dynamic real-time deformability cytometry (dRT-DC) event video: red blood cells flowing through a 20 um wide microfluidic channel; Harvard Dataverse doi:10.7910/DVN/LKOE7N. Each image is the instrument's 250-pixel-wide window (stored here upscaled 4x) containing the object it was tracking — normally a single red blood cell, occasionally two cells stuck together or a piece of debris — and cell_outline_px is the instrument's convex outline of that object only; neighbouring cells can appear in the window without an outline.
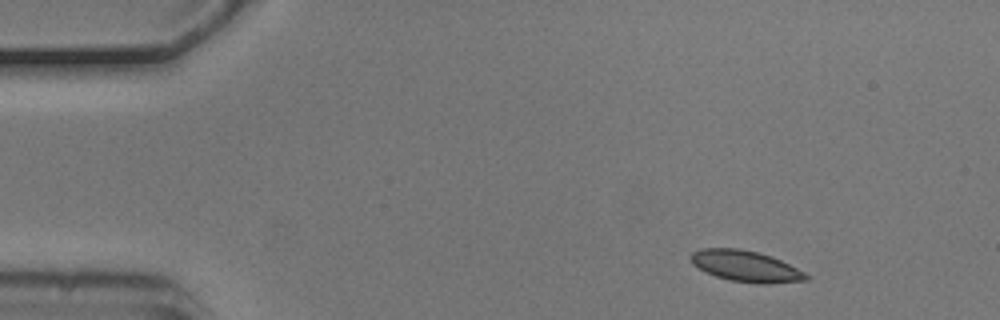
{"species": "common noctule bat (a hibernating species)", "species_latin": "Nyctalus noctula", "temperature_condition": "cold", "stored_images_in_passage": 5, "camera_frame_rate_fps": 3000, "um_per_image_px": 0.085, "animal": {"sex": "male", "body_mass_g": 20.5, "forearm_length_mm": 52.5}, "frame": {"image": 1, "passage_image": 1, "time_ms": 0.0, "image_size_px": [1000, 320], "cell_outline_px": [[812, 276], [808, 280], [768, 284], [756, 284], [732, 280], [716, 276], [692, 264], [688, 256], [692, 252], [704, 248], [740, 248], [756, 252], [780, 260]], "centroid_in_image_um": [63.39, 22.63], "position_along_channel_um": 21.6, "area_um2": 20.75}}
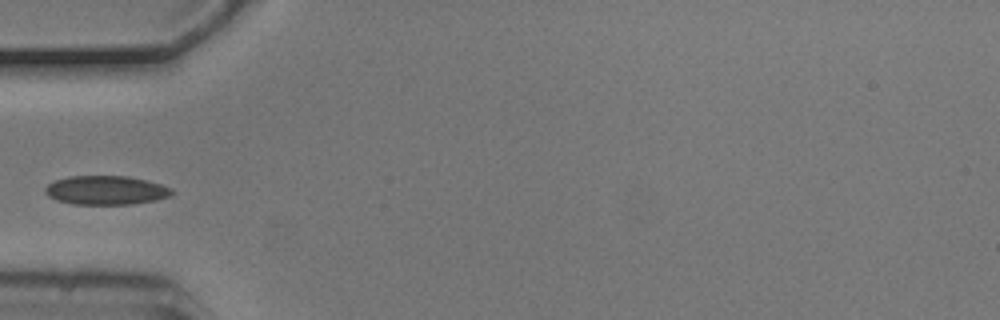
{"frame": {"image": 2, "passage_image": 4, "time_ms": 1.0, "image_size_px": [1000, 320], "cell_outline_px": [[176, 192], [172, 196], [156, 200], [132, 204], [72, 204], [56, 200], [48, 196], [44, 192], [44, 188], [48, 184], [56, 180], [68, 176], [128, 176], [148, 180], [172, 188]], "centroid_in_image_um": [9.04, 16.17], "position_along_channel_um": 76.0, "area_um2": 21.62}}
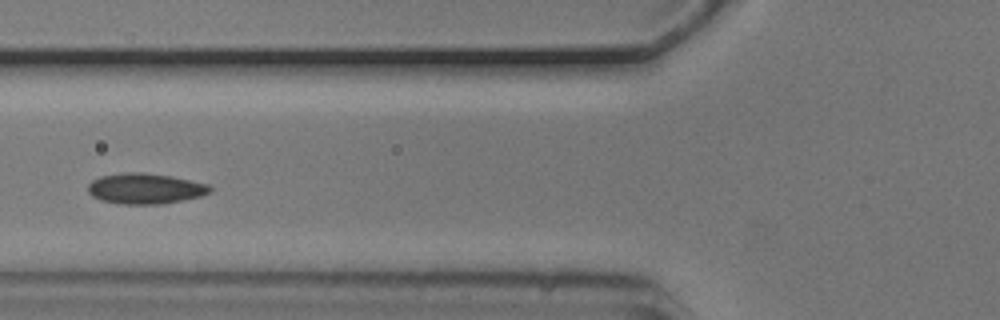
{"frame": {"image": 3, "passage_image": 5, "time_ms": 1.333, "image_size_px": [1000, 320], "cell_outline_px": [[212, 192], [200, 196], [160, 204], [120, 204], [104, 200], [92, 196], [88, 192], [88, 184], [92, 180], [100, 176], [124, 172], [144, 172], [172, 176], [208, 184], [212, 188]], "centroid_in_image_um": [12.34, 16.01], "position_along_channel_um": 113.5, "area_um2": 21.73}}